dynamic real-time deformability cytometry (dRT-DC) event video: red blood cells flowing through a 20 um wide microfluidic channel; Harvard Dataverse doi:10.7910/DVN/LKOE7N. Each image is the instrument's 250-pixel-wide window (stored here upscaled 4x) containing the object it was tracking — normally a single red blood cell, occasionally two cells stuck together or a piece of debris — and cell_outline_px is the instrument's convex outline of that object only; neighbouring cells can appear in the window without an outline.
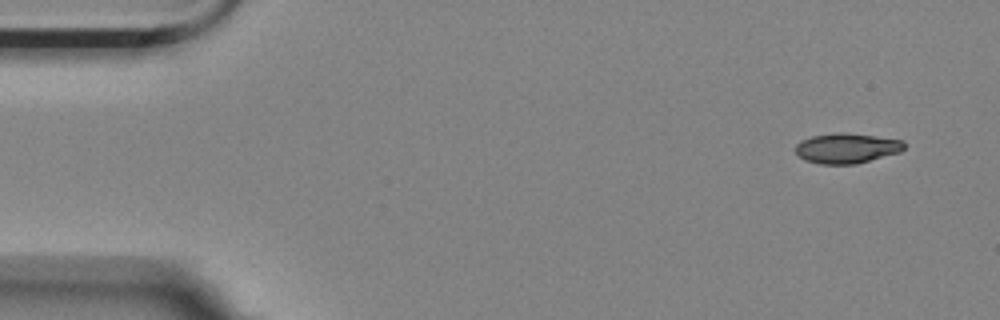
{"species": "Egyptian fruit bat (a non-hibernating species)", "species_latin": "Rousettus aegyptiacus", "temperature_condition": "room temperature", "stored_images_in_passage": 4, "camera_frame_rate_fps": 3000, "um_per_image_px": 0.085, "animal": {"sex": "female"}, "frame": {"image": 1, "passage_image": 1, "time_ms": 0.0, "image_size_px": [1000, 320], "cell_outline_px": [[904, 148], [900, 152], [856, 164], [820, 164], [804, 160], [796, 152], [796, 144], [800, 140], [812, 136], [840, 132], [844, 132], [876, 136], [904, 140]], "centroid_in_image_um": [71.97, 12.59], "position_along_channel_um": 13.0, "area_um2": 19.07}}